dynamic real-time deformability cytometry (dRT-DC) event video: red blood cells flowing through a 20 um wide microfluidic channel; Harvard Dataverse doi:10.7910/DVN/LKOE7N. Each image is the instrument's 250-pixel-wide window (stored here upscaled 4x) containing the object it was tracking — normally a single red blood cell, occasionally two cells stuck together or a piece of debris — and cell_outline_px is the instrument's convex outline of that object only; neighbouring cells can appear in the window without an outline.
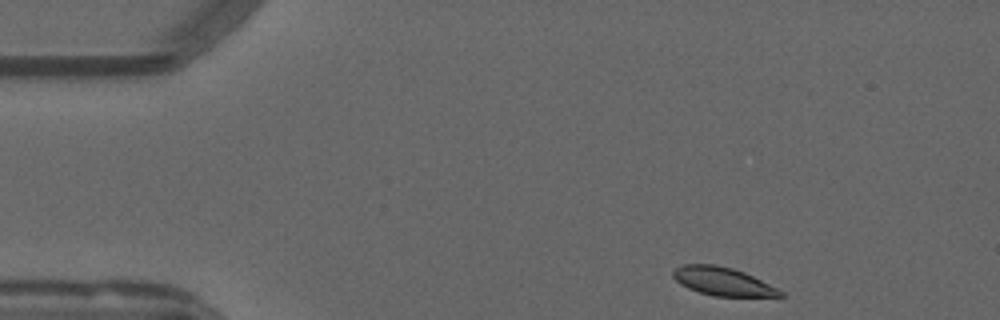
{"species": "common noctule bat (a hibernating species)", "species_latin": "Nyctalus noctula", "temperature_condition": "warm", "stored_images_in_passage": 47, "camera_frame_rate_fps": 3000, "um_per_image_px": 0.085, "animal": {"sex": "male", "forearm_length_mm": 52.5}, "frame": {"image": 1, "passage_image": 1, "time_ms": 0.0, "image_size_px": [1000, 320], "cell_outline_px": [[784, 296], [712, 296], [688, 288], [680, 284], [672, 276], [672, 272], [676, 268], [684, 264], [716, 264], [732, 268], [744, 272], [784, 292]], "centroid_in_image_um": [61.39, 23.91], "position_along_channel_um": 23.6, "area_um2": 17.46}}
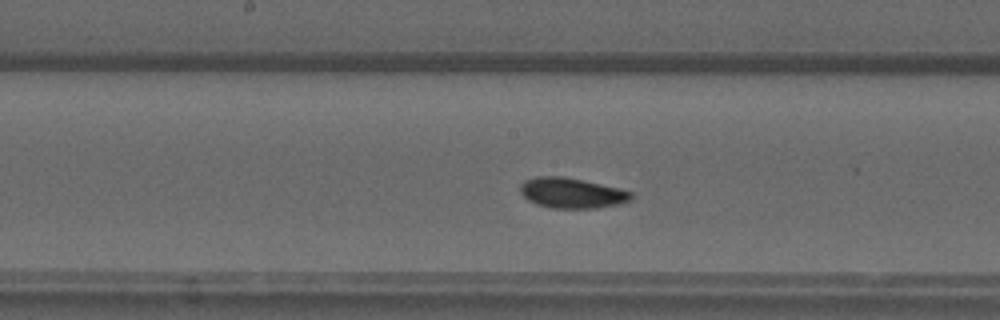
{"frame": {"image": 2, "passage_image": 21, "time_ms": 6.667, "image_size_px": [1000, 320], "cell_outline_px": [[632, 196], [628, 200], [620, 204], [596, 208], [548, 208], [536, 204], [528, 200], [520, 192], [520, 184], [524, 180], [536, 176], [564, 176], [584, 180], [620, 188], [632, 192]], "centroid_in_image_um": [48.57, 16.4], "position_along_channel_um": 199.6, "area_um2": 19.77}}
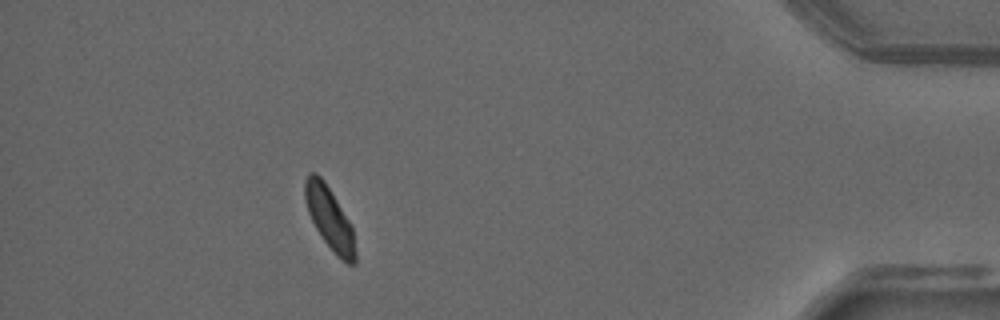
{"frame": {"image": 3, "passage_image": 42, "time_ms": 13.667, "image_size_px": [1000, 320], "cell_outline_px": [[356, 264], [348, 264], [336, 256], [324, 240], [316, 228], [308, 212], [304, 200], [304, 180], [308, 172], [316, 172], [324, 180], [352, 224], [356, 248]], "centroid_in_image_um": [28.02, 18.54], "position_along_channel_um": 407.2, "area_um2": 18.61}, "authors_computed_cell_mechanics": {"area_um2": 18.7272, "velocity_mm_per_s": 3.7684, "shape_relaxation_time_tau1_ms": 5.0178, "shape_relaxation_time_tau2_ms": null, "deformation_change_tau1": 0.152, "deformation_change_tau2": null}}